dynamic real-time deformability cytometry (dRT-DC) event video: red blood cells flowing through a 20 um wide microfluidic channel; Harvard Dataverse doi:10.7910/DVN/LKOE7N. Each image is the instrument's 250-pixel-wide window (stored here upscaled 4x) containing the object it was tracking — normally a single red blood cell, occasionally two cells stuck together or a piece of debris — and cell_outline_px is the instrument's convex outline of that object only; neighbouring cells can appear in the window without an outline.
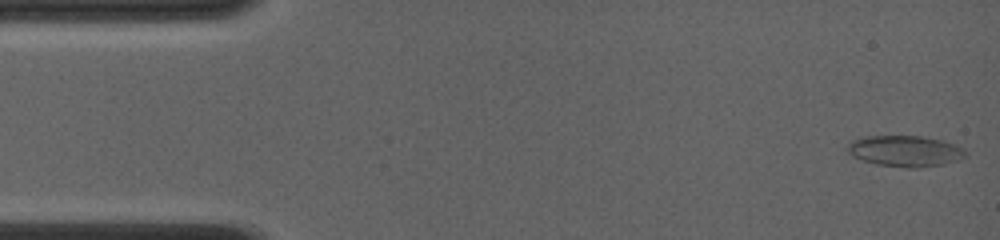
{"species": "common noctule bat (a hibernating species)", "species_latin": "Nyctalus noctula", "temperature_condition": "room temperature", "stored_images_in_passage": 71, "camera_frame_rate_fps": 4000, "um_per_image_px": 0.085, "animal": {"sex": "female", "body_mass_g": 19.0, "forearm_length_mm": 56.7}, "frame": {"image": 1, "passage_image": 1, "time_ms": 0.0, "image_size_px": [1000, 240], "cell_outline_px": [[964, 156], [960, 160], [944, 164], [916, 168], [908, 168], [876, 164], [852, 156], [844, 148], [852, 140], [868, 136], [920, 136], [940, 140], [964, 148]], "centroid_in_image_um": [76.9, 12.84], "position_along_channel_um": 8.1, "area_um2": 21.21}}
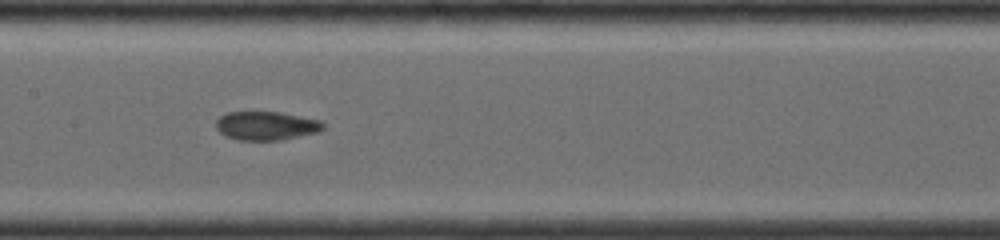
{"frame": {"image": 2, "passage_image": 35, "time_ms": 7.25, "image_size_px": [1000, 240], "cell_outline_px": [[324, 128], [316, 132], [280, 140], [236, 140], [224, 136], [216, 128], [216, 120], [220, 116], [228, 112], [280, 112], [320, 120], [324, 124]], "centroid_in_image_um": [22.59, 10.69], "position_along_channel_um": 184.8, "area_um2": 17.86}}
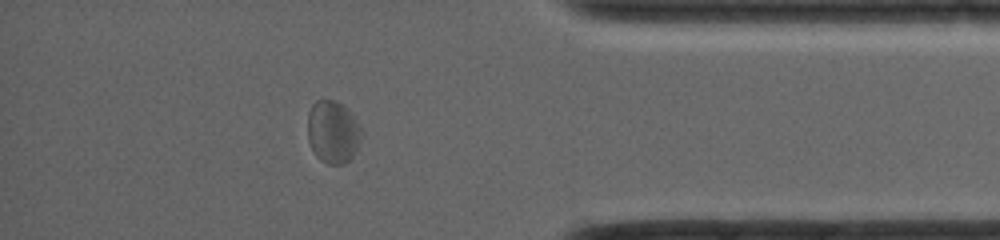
{"frame": {"image": 3, "passage_image": 61, "time_ms": 13.0, "image_size_px": [1000, 240], "cell_outline_px": [[364, 136], [352, 156], [344, 164], [328, 164], [320, 160], [316, 156], [308, 140], [308, 112], [312, 104], [316, 100], [336, 100], [348, 108], [364, 132]], "centroid_in_image_um": [28.32, 11.2], "position_along_channel_um": 406.9, "area_um2": 19.94}, "authors_computed_cell_mechanics": {"area_um2": 18.785, "velocity_mm_per_s": 4.0845, "shape_relaxation_time_tau1_ms": null, "shape_relaxation_time_tau2_ms": 1.3978, "deformation_change_tau1": null, "deformation_change_tau2": 0.0581}}